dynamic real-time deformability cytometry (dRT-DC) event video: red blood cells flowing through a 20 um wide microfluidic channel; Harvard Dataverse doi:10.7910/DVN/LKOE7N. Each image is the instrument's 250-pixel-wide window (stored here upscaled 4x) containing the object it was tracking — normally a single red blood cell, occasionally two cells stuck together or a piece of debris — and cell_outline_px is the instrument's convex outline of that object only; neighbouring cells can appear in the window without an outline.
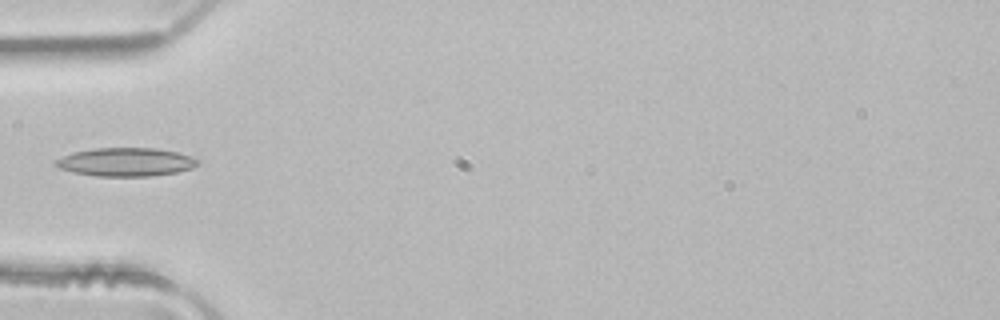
{"species": "common noctule bat (a hibernating species)", "species_latin": "Nyctalus noctula", "temperature_condition": "room temperature", "stored_images_in_passage": 3, "camera_frame_rate_fps": 3000, "um_per_image_px": 0.085, "animal": {"sex": "male", "body_mass_g": 21.5, "forearm_length_mm": 52.0}, "frame": {"image": 1, "passage_image": 3, "time_ms": 0.667, "image_size_px": [1000, 320], "cell_outline_px": [[196, 164], [192, 168], [176, 172], [152, 176], [96, 176], [76, 172], [60, 168], [52, 164], [52, 160], [72, 152], [96, 148], [156, 148], [176, 152], [192, 156], [196, 160]], "centroid_in_image_um": [10.64, 13.76], "position_along_channel_um": 74.4, "area_um2": 23.47}}